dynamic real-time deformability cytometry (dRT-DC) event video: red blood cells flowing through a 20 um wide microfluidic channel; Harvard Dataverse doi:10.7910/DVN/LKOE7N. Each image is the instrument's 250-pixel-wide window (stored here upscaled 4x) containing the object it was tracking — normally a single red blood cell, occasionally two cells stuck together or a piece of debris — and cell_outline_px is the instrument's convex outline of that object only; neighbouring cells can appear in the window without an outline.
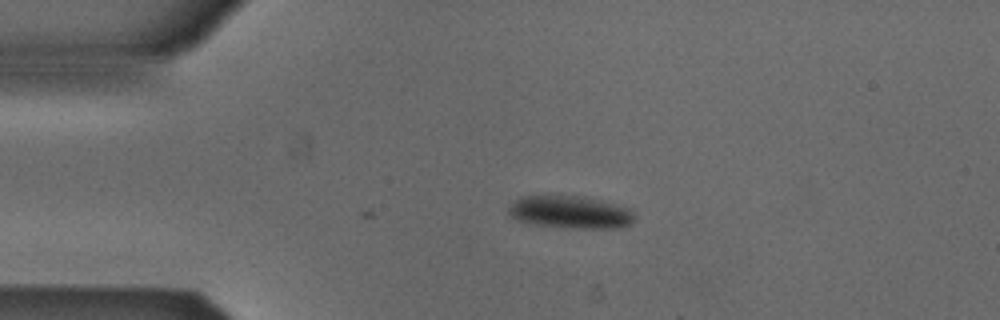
{"species": "Egyptian fruit bat (a non-hibernating species)", "species_latin": "Rousettus aegyptiacus", "temperature_condition": "cold", "stored_images_in_passage": 5, "camera_frame_rate_fps": 3000, "um_per_image_px": 0.085, "animal": {"sex": "male"}, "frame": {"image": 1, "passage_image": 5, "time_ms": 1.333, "image_size_px": [1000, 320], "cell_outline_px": [[632, 224], [620, 228], [572, 228], [532, 224], [516, 220], [508, 212], [508, 208], [520, 196], [584, 196], [600, 200], [628, 208], [632, 212]], "centroid_in_image_um": [48.46, 18.04], "position_along_channel_um": 36.5, "area_um2": 23.76}}